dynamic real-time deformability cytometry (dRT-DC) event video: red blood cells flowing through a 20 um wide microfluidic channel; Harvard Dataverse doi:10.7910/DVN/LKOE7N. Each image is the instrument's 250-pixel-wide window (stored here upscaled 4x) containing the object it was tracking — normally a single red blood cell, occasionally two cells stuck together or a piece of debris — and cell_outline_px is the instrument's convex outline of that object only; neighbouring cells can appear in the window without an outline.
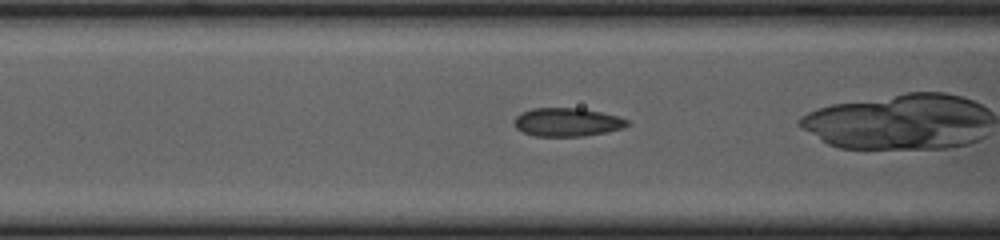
{"species": "common noctule bat (a hibernating species)", "species_latin": "Nyctalus noctula", "temperature_condition": "cold", "stored_images_in_passage": 27, "camera_frame_rate_fps": 3000, "um_per_image_px": 0.085, "animal": {"sex": "female", "body_mass_g": 23.0, "forearm_length_mm": 53.4}, "frame": {"image": 1, "passage_image": 5, "time_ms": 1.333, "image_size_px": [1000, 240], "cell_outline_px": [[632, 124], [624, 128], [608, 132], [584, 136], [536, 136], [524, 132], [516, 128], [512, 124], [512, 120], [520, 112], [532, 108], [580, 108], [600, 112], [616, 116], [628, 120]], "centroid_in_image_um": [48.19, 10.38], "position_along_channel_um": 118.4, "area_um2": 18.96}}
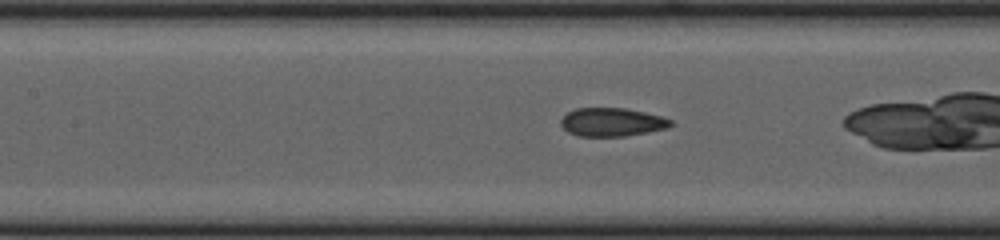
{"frame": {"image": 2, "passage_image": 8, "time_ms": 2.333, "image_size_px": [1000, 240], "cell_outline_px": [[672, 124], [668, 128], [648, 132], [624, 136], [576, 136], [568, 132], [560, 124], [560, 120], [568, 112], [576, 108], [624, 108], [644, 112], [660, 116], [672, 120]], "centroid_in_image_um": [52.0, 10.38], "position_along_channel_um": 155.4, "area_um2": 18.15}}